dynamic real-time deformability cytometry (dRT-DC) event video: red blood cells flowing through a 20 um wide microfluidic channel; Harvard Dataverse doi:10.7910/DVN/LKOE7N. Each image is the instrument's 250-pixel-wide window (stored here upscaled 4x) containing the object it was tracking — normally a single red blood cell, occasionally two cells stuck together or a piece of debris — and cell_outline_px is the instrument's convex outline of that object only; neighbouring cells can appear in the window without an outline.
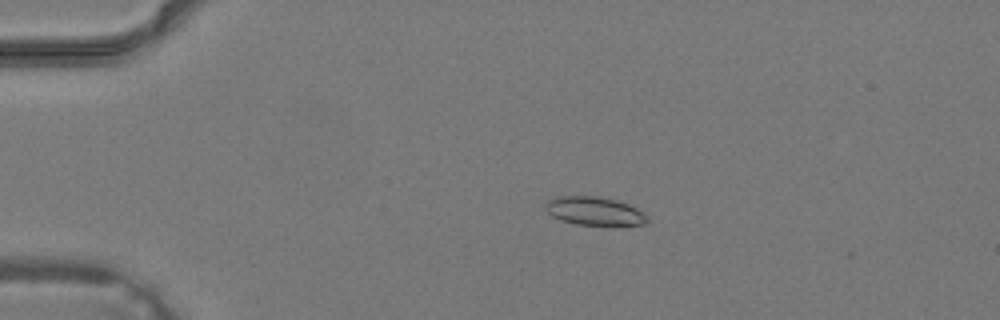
{"species": "common noctule bat (a hibernating species)", "species_latin": "Nyctalus noctula", "temperature_condition": "warm", "stored_images_in_passage": 38, "camera_frame_rate_fps": 3000, "um_per_image_px": 0.085, "animal": {"sex": "male", "body_mass_g": 19.2, "forearm_length_mm": 51.8}, "frame": {"image": 1, "passage_image": 8, "time_ms": 2.333, "image_size_px": [1000, 320], "cell_outline_px": [[648, 220], [644, 224], [612, 228], [576, 224], [560, 220], [552, 216], [544, 208], [544, 204], [548, 200], [556, 196], [596, 196], [616, 200], [628, 204], [644, 212], [648, 216]], "centroid_in_image_um": [50.56, 17.99], "position_along_channel_um": 34.4, "area_um2": 17.69}}
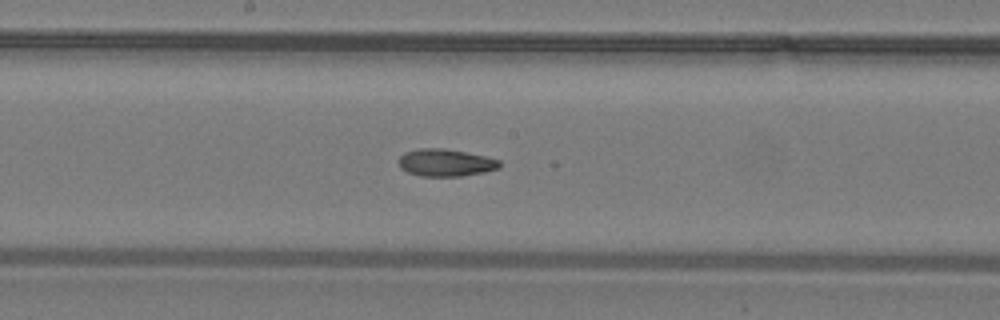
{"frame": {"image": 2, "passage_image": 21, "time_ms": 6.667, "image_size_px": [1000, 320], "cell_outline_px": [[500, 168], [484, 172], [460, 176], [420, 176], [408, 172], [400, 168], [396, 160], [404, 152], [420, 148], [444, 148], [484, 156], [500, 160]], "centroid_in_image_um": [37.83, 13.82], "position_along_channel_um": 210.4, "area_um2": 16.13}}
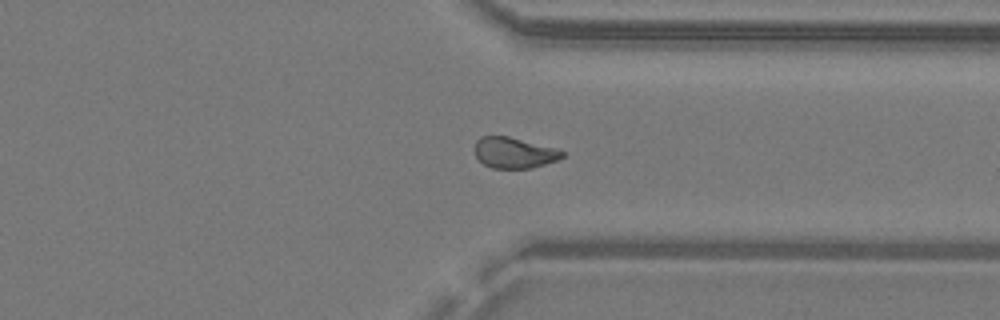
{"frame": {"image": 3, "passage_image": 30, "time_ms": 9.667, "image_size_px": [1000, 320], "cell_outline_px": [[564, 156], [556, 160], [532, 168], [492, 168], [484, 164], [476, 156], [476, 140], [480, 136], [508, 136], [556, 148], [564, 152]], "centroid_in_image_um": [43.7, 12.98], "position_along_channel_um": 367.7, "area_um2": 15.55}}